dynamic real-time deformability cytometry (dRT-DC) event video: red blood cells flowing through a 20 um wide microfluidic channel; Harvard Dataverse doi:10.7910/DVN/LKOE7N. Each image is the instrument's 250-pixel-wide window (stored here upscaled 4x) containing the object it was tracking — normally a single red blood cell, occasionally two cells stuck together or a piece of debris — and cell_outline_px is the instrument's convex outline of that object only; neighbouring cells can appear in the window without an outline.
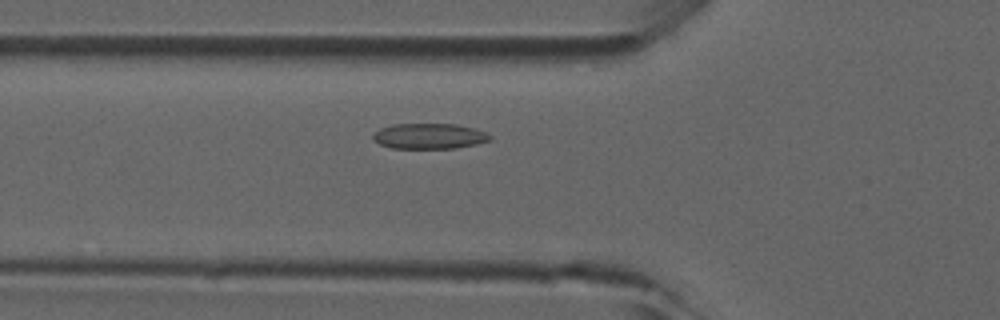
{"species": "common noctule bat (a hibernating species)", "species_latin": "Nyctalus noctula", "temperature_condition": "room temperature", "stored_images_in_passage": 45, "camera_frame_rate_fps": 3000, "um_per_image_px": 0.085, "animal": {"sex": "male", "forearm_length_mm": 52.5}, "frame": {"image": 1, "passage_image": 14, "time_ms": 4.333, "image_size_px": [1000, 320], "cell_outline_px": [[492, 140], [476, 144], [456, 148], [392, 148], [380, 144], [372, 140], [372, 136], [380, 128], [392, 124], [456, 124], [476, 128], [492, 136]], "centroid_in_image_um": [36.5, 11.57], "position_along_channel_um": 89.3, "area_um2": 17.46}}